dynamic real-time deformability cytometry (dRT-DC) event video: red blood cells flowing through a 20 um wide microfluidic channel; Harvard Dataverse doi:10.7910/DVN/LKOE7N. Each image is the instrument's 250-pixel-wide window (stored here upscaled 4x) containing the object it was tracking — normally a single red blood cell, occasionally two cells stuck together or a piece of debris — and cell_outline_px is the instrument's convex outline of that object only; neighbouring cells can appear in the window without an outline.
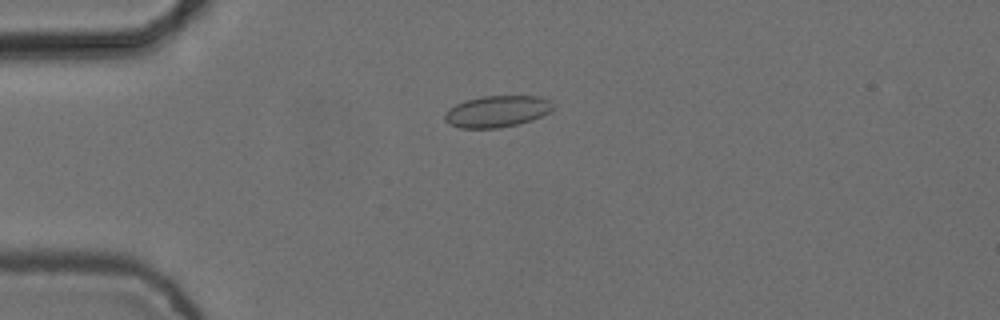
{"species": "common noctule bat (a hibernating species)", "species_latin": "Nyctalus noctula", "temperature_condition": "cold", "stored_images_in_passage": 3, "camera_frame_rate_fps": 3000, "um_per_image_px": 0.085, "animal": {"sex": "female", "body_mass_g": 24.6, "forearm_length_mm": 56.2}, "frame": {"image": 1, "passage_image": 2, "time_ms": 0.333, "image_size_px": [1000, 320], "cell_outline_px": [[552, 108], [548, 112], [532, 120], [516, 124], [496, 128], [460, 128], [448, 124], [444, 120], [444, 112], [448, 108], [464, 100], [480, 96], [540, 96], [548, 100], [552, 104]], "centroid_in_image_um": [42.17, 9.46], "position_along_channel_um": 42.8, "area_um2": 19.88}}